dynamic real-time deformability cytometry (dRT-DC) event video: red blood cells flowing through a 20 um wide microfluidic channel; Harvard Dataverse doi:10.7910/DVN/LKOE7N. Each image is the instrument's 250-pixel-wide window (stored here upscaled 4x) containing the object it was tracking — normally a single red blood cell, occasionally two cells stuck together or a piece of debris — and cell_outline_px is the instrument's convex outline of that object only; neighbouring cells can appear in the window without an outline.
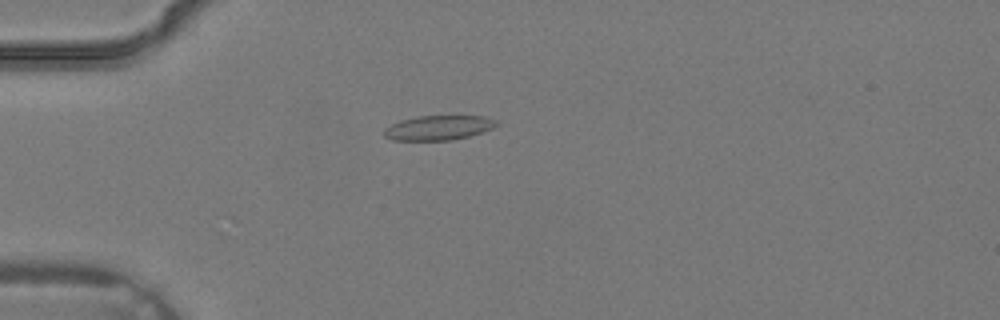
{"species": "common noctule bat (a hibernating species)", "species_latin": "Nyctalus noctula", "temperature_condition": "warm", "stored_images_in_passage": 5, "camera_frame_rate_fps": 3000, "um_per_image_px": 0.085, "animal": {"sex": "male", "body_mass_g": 19.2, "forearm_length_mm": 51.8}, "frame": {"image": 1, "passage_image": 5, "time_ms": 1.333, "image_size_px": [1000, 320], "cell_outline_px": [[500, 124], [492, 128], [468, 136], [452, 140], [392, 140], [384, 136], [384, 128], [400, 120], [420, 116], [484, 116], [496, 120]], "centroid_in_image_um": [37.26, 10.85], "position_along_channel_um": 47.7, "area_um2": 16.01}}